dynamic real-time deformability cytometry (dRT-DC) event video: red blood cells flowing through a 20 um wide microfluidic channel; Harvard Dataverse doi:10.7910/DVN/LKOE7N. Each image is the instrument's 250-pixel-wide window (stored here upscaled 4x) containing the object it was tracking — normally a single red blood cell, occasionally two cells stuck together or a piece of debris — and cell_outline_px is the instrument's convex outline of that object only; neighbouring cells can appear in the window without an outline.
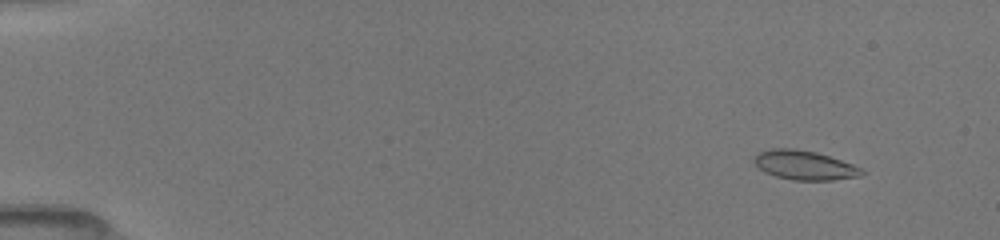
{"species": "common noctule bat (a hibernating species)", "species_latin": "Nyctalus noctula", "temperature_condition": "room temperature", "stored_images_in_passage": 52, "camera_frame_rate_fps": 3000, "um_per_image_px": 0.085, "animal": {"sex": "female", "body_mass_g": 19.5, "forearm_length_mm": 54.1}, "frame": {"image": 1, "passage_image": 5, "time_ms": 1.333, "image_size_px": [1000, 240], "cell_outline_px": [[864, 172], [860, 176], [832, 180], [792, 180], [776, 176], [764, 172], [752, 160], [760, 152], [772, 148], [796, 148], [816, 152], [852, 164], [860, 168]], "centroid_in_image_um": [68.36, 14.04], "position_along_channel_um": 16.6, "area_um2": 18.15}}
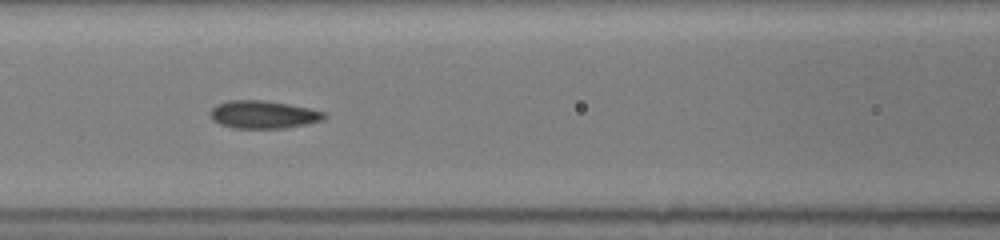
{"frame": {"image": 2, "passage_image": 24, "time_ms": 7.667, "image_size_px": [1000, 240], "cell_outline_px": [[328, 116], [324, 120], [284, 128], [232, 128], [220, 124], [212, 120], [212, 108], [216, 104], [228, 100], [264, 100], [288, 104], [328, 112]], "centroid_in_image_um": [22.41, 9.73], "position_along_channel_um": 144.2, "area_um2": 18.5}}
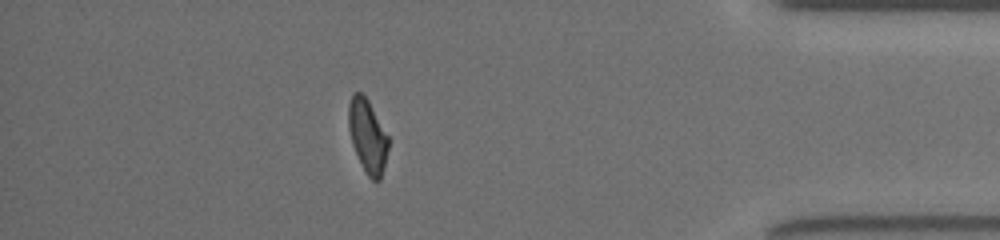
{"frame": {"image": 3, "passage_image": 46, "time_ms": 15.0, "image_size_px": [1000, 240], "cell_outline_px": [[388, 148], [380, 180], [376, 184], [368, 176], [352, 144], [348, 128], [348, 104], [352, 92], [360, 92], [368, 100], [388, 136]], "centroid_in_image_um": [31.22, 11.54], "position_along_channel_um": 404.0, "area_um2": 16.82}, "authors_computed_cell_mechanics": {"area_um2": 18.1492, "velocity_mm_per_s": 4.0157, "shape_relaxation_time_tau1_ms": 3.34, "shape_relaxation_time_tau2_ms": 1.4011, "deformation_change_tau1": 0.1302, "deformation_change_tau2": 0.0548}}